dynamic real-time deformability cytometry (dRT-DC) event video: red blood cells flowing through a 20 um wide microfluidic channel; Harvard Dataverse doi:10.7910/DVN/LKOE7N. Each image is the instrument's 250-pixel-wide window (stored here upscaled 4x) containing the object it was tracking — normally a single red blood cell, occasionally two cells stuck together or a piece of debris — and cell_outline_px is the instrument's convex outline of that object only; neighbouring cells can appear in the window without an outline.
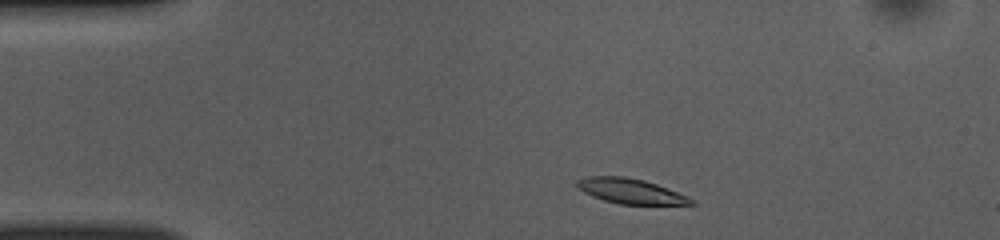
{"species": "common noctule bat (a hibernating species)", "species_latin": "Nyctalus noctula", "temperature_condition": "room temperature", "stored_images_in_passage": 43, "camera_frame_rate_fps": 3000, "um_per_image_px": 0.085, "animal": {"sex": "female", "body_mass_g": 10.0, "forearm_length_mm": 53.1}, "frame": {"image": 1, "passage_image": 2, "time_ms": 0.333, "image_size_px": [1000, 240], "cell_outline_px": [[696, 204], [620, 204], [604, 200], [592, 196], [584, 192], [576, 184], [576, 180], [588, 176], [624, 176], [644, 180], [656, 184], [688, 196]], "centroid_in_image_um": [53.57, 16.23], "position_along_channel_um": 31.4, "area_um2": 16.42}}
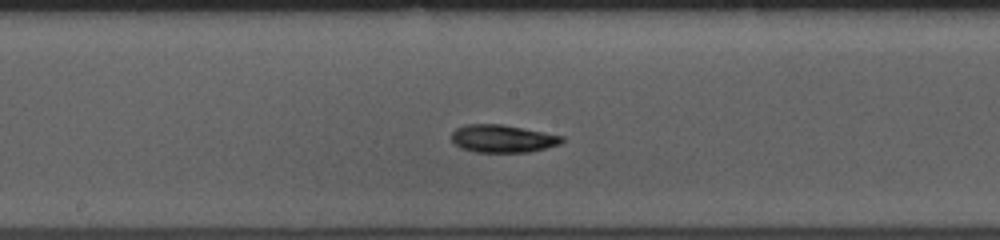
{"frame": {"image": 2, "passage_image": 19, "time_ms": 6.0, "image_size_px": [1000, 240], "cell_outline_px": [[564, 140], [560, 144], [528, 152], [476, 152], [460, 148], [452, 140], [452, 132], [456, 128], [464, 124], [500, 124], [564, 136]], "centroid_in_image_um": [42.7, 11.78], "position_along_channel_um": 205.5, "area_um2": 17.69}}
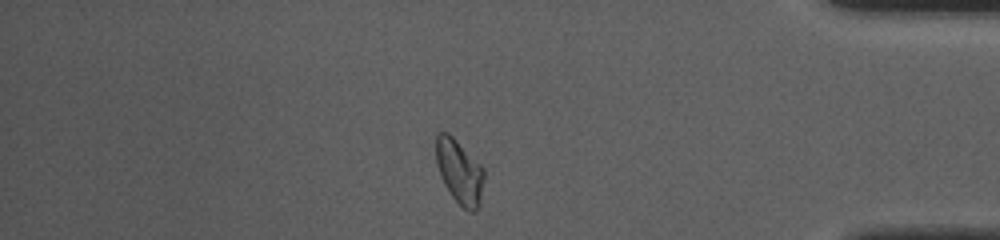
{"frame": {"image": 3, "passage_image": 36, "time_ms": 11.667, "image_size_px": [1000, 240], "cell_outline_px": [[484, 176], [480, 208], [476, 212], [468, 212], [452, 196], [444, 184], [440, 176], [436, 164], [436, 132], [448, 132], [484, 168]], "centroid_in_image_um": [39.06, 14.62], "position_along_channel_um": 396.1, "area_um2": 18.09}, "authors_computed_cell_mechanics": {"area_um2": 17.8602, "velocity_mm_per_s": 3.9147, "shape_relaxation_time_tau1_ms": 2.5395, "shape_relaxation_time_tau2_ms": 5.4725, "deformation_change_tau1": 0.1281, "deformation_change_tau2": 0.0799}}